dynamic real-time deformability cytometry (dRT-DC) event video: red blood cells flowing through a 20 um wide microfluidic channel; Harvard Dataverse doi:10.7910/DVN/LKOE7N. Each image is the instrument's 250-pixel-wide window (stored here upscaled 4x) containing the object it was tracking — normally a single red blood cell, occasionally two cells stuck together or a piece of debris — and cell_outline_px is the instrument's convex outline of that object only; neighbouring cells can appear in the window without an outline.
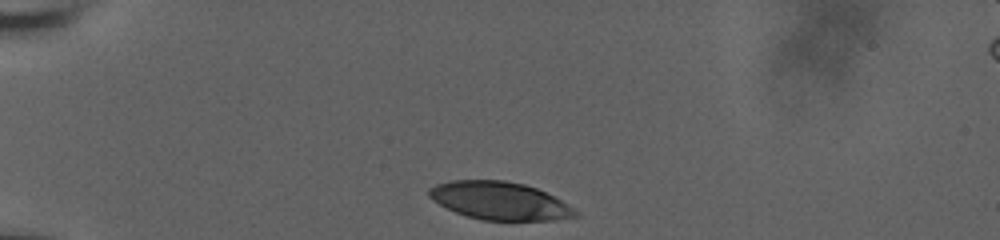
{"species": "human", "species_latin": "Homo sapiens", "temperature_condition": "room temperature", "stored_images_in_passage": 35, "camera_frame_rate_fps": 3000, "um_per_image_px": 0.085, "donor": {"sex": "male"}, "frame": {"image": 1, "passage_image": 1, "time_ms": 0.0, "image_size_px": [1000, 240], "cell_outline_px": [[580, 216], [552, 220], [484, 220], [468, 216], [456, 212], [432, 200], [428, 196], [428, 188], [436, 184], [452, 180], [504, 180], [524, 184], [536, 188], [560, 200], [580, 212]], "centroid_in_image_um": [42.47, 17.06], "position_along_channel_um": 42.5, "area_um2": 32.14}}
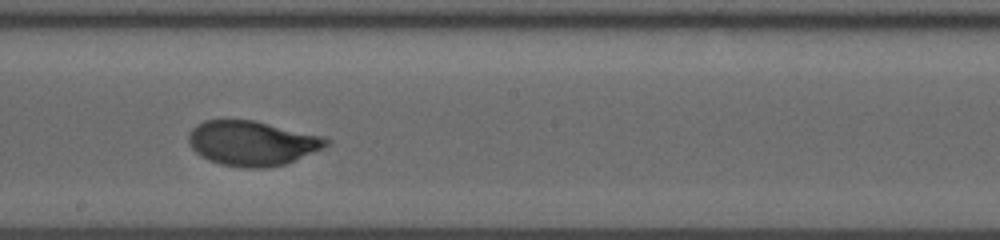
{"frame": {"image": 2, "passage_image": 20, "time_ms": 6.333, "image_size_px": [1000, 240], "cell_outline_px": [[332, 140], [324, 148], [288, 164], [268, 168], [244, 168], [220, 164], [208, 160], [200, 156], [192, 148], [188, 140], [188, 136], [192, 128], [196, 124], [204, 120], [256, 120], [320, 136]], "centroid_in_image_um": [21.43, 12.18], "position_along_channel_um": 226.8, "area_um2": 36.18}}
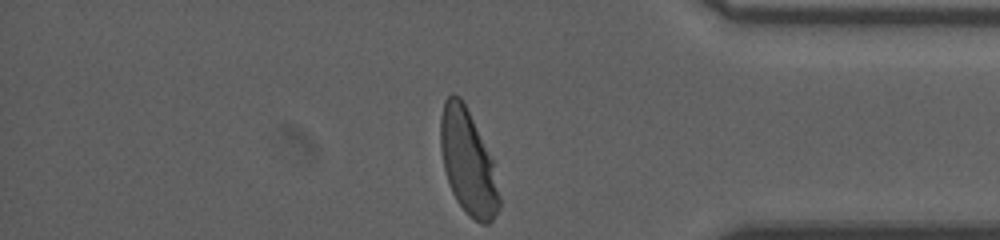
{"frame": {"image": 3, "passage_image": 35, "time_ms": 11.333, "image_size_px": [1000, 240], "cell_outline_px": [[500, 208], [492, 220], [488, 224], [484, 224], [468, 216], [456, 200], [452, 192], [444, 168], [440, 148], [440, 116], [444, 100], [452, 92], [460, 96], [492, 160], [500, 196]], "centroid_in_image_um": [39.75, 13.81], "position_along_channel_um": 395.4, "area_um2": 35.37}, "authors_computed_cell_mechanics": {"area_um2": 35.4314, "velocity_mm_per_s": 3.7035, "shape_relaxation_time_tau1_ms": 3.696, "shape_relaxation_time_tau2_ms": null, "deformation_change_tau1": 0.1935, "deformation_change_tau2": null}}